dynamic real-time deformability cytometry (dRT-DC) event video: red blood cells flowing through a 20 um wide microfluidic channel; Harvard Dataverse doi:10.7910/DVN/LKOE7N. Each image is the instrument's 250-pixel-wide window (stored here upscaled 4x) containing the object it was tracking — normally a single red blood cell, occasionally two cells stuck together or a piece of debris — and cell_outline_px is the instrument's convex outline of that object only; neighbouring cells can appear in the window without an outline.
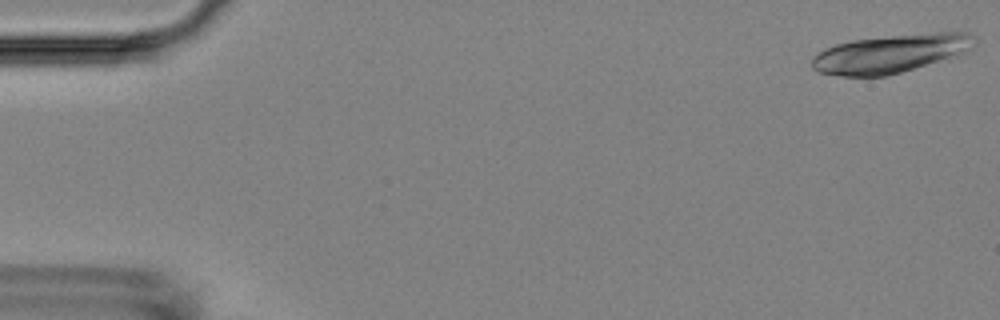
{"species": "Egyptian fruit bat (a non-hibernating species)", "species_latin": "Rousettus aegyptiacus", "temperature_condition": "room temperature", "stored_images_in_passage": 3, "camera_frame_rate_fps": 3000, "um_per_image_px": 0.085, "animal": {"sex": "female"}, "frame": {"image": 1, "passage_image": 1, "time_ms": 0.0, "image_size_px": [1000, 320], "cell_outline_px": [[976, 44], [968, 52], [956, 56], [900, 72], [884, 76], [840, 76], [820, 72], [812, 68], [812, 56], [816, 52], [824, 48], [836, 44], [852, 40], [892, 36], [936, 32], [968, 32], [976, 40]], "centroid_in_image_um": [75.7, 4.55], "position_along_channel_um": 9.3, "area_um2": 36.24}}